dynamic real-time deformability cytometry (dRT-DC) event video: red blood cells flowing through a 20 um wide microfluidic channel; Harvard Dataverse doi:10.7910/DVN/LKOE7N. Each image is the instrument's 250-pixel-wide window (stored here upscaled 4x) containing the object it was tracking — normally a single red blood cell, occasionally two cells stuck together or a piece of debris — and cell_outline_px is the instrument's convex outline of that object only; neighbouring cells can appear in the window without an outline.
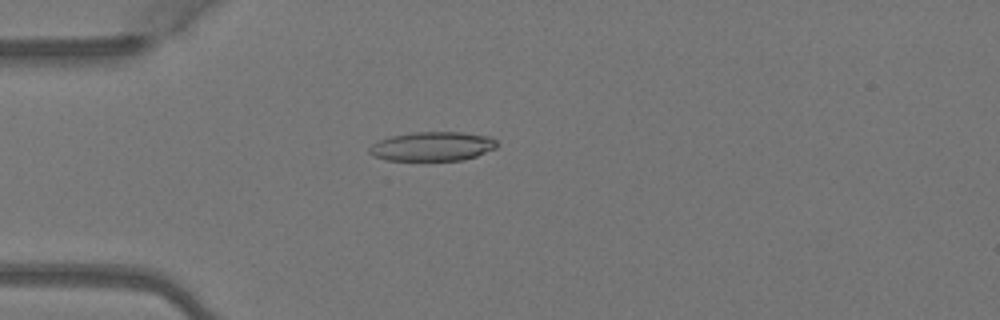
{"species": "Egyptian fruit bat (a non-hibernating species)", "species_latin": "Rousettus aegyptiacus", "temperature_condition": "warm", "stored_images_in_passage": 1, "camera_frame_rate_fps": 3000, "um_per_image_px": 0.085, "animal": {"sex": "female"}, "frame": {"image": 1, "passage_image": 1, "time_ms": 0.0, "image_size_px": [1000, 320], "cell_outline_px": [[500, 144], [496, 148], [476, 156], [464, 160], [384, 160], [368, 152], [368, 148], [372, 144], [380, 140], [392, 136], [412, 132], [460, 132], [492, 136]], "centroid_in_image_um": [36.8, 12.43], "position_along_channel_um": 48.2, "area_um2": 21.79}}